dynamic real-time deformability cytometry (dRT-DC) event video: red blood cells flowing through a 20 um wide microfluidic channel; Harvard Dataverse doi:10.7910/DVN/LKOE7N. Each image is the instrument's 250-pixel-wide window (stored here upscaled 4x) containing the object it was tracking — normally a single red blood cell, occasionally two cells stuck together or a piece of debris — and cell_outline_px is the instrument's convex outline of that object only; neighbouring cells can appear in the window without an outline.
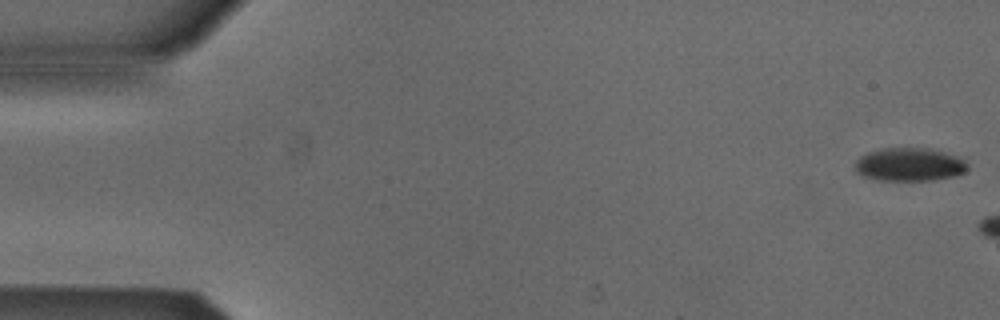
{"species": "Egyptian fruit bat (a non-hibernating species)", "species_latin": "Rousettus aegyptiacus", "temperature_condition": "cold", "stored_images_in_passage": 11, "camera_frame_rate_fps": 3000, "um_per_image_px": 0.085, "animal": {"sex": "male"}, "frame": {"image": 1, "passage_image": 1, "time_ms": 0.0, "image_size_px": [1000, 320], "cell_outline_px": [[968, 168], [964, 172], [952, 176], [932, 180], [876, 180], [864, 176], [856, 172], [856, 160], [860, 156], [868, 152], [884, 148], [928, 148], [944, 152], [956, 156], [964, 160], [968, 164]], "centroid_in_image_um": [77.29, 13.98], "position_along_channel_um": 7.7, "area_um2": 21.68}}